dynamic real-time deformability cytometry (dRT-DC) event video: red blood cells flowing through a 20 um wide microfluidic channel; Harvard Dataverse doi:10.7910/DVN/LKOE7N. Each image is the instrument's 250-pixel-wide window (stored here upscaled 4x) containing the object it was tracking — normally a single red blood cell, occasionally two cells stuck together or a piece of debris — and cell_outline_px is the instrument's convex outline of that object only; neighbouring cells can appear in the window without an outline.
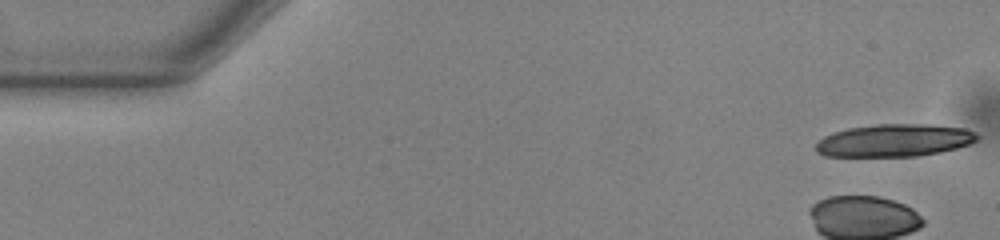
{"species": "common noctule bat (a hibernating species)", "species_latin": "Nyctalus noctula", "temperature_condition": "warm", "stored_images_in_passage": 6, "camera_frame_rate_fps": 3000, "um_per_image_px": 0.085, "animal": {"sex": "male", "body_mass_g": 13.0, "forearm_length_mm": 53.1}, "frame": {"image": 1, "passage_image": 1, "time_ms": 0.0, "image_size_px": [1000, 240], "cell_outline_px": [[980, 136], [976, 140], [968, 144], [956, 148], [940, 152], [916, 156], [824, 156], [816, 152], [816, 144], [824, 136], [832, 132], [848, 128], [876, 124], [928, 124], [964, 128]], "centroid_in_image_um": [75.99, 11.93], "position_along_channel_um": 9.0, "area_um2": 30.52}}